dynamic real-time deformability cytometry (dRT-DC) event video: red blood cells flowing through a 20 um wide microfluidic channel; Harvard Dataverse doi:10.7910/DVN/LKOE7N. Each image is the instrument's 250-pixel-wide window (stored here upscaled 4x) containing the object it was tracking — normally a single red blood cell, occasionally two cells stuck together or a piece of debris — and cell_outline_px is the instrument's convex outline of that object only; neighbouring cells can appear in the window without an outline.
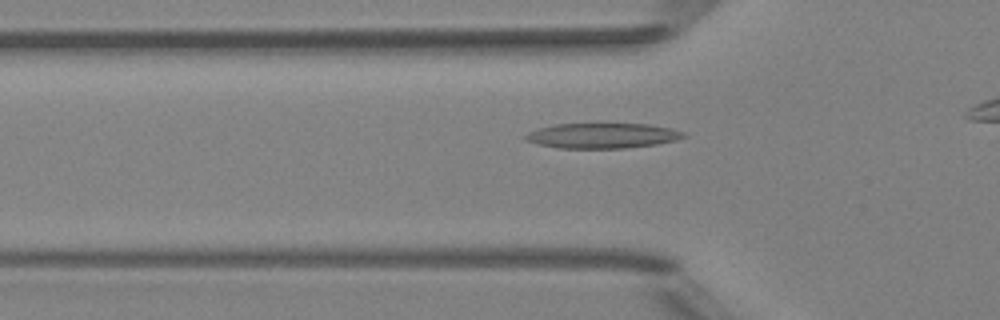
{"species": "Egyptian fruit bat (a non-hibernating species)", "species_latin": "Rousettus aegyptiacus", "temperature_condition": "room temperature", "stored_images_in_passage": 33, "camera_frame_rate_fps": 3000, "um_per_image_px": 0.085, "animal": {"sex": "female"}, "frame": {"image": 1, "passage_image": 8, "time_ms": 2.333, "image_size_px": [1000, 320], "cell_outline_px": [[688, 136], [676, 140], [656, 144], [624, 148], [560, 148], [540, 144], [524, 140], [524, 136], [528, 132], [540, 128], [556, 124], [648, 124], [668, 128], [684, 132]], "centroid_in_image_um": [51.21, 11.53], "position_along_channel_um": 74.6, "area_um2": 22.95}}
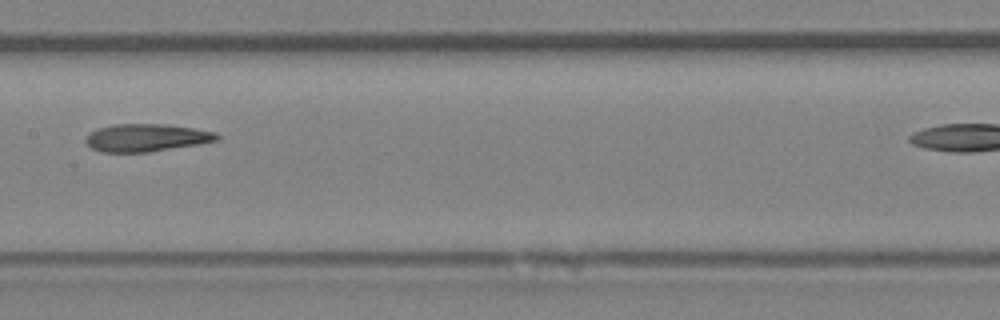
{"frame": {"image": 2, "passage_image": 17, "time_ms": 5.333, "image_size_px": [1000, 320], "cell_outline_px": [[220, 140], [200, 144], [148, 152], [100, 152], [92, 148], [84, 140], [84, 136], [88, 132], [96, 128], [112, 124], [164, 124], [192, 128], [216, 132], [220, 136]], "centroid_in_image_um": [12.41, 11.7], "position_along_channel_um": 195.0, "area_um2": 21.39}}
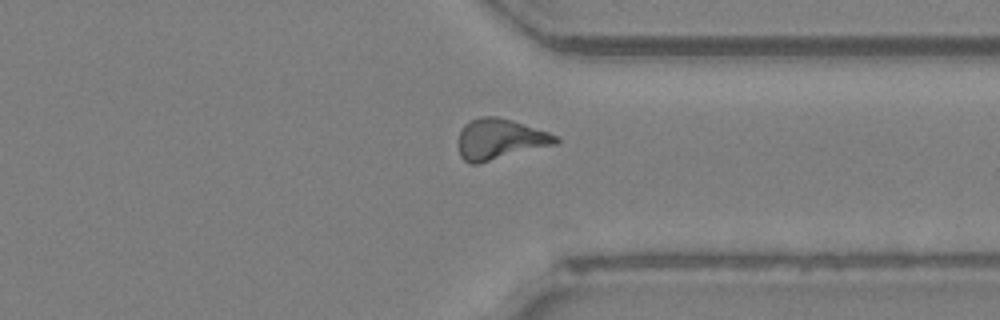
{"frame": {"image": 3, "passage_image": 30, "time_ms": 9.667, "image_size_px": [1000, 320], "cell_outline_px": [[560, 140], [556, 144], [480, 164], [472, 164], [464, 160], [460, 156], [460, 132], [464, 124], [480, 116], [496, 116], [512, 120], [548, 132], [556, 136]], "centroid_in_image_um": [42.5, 11.84], "position_along_channel_um": 368.9, "area_um2": 22.95}}